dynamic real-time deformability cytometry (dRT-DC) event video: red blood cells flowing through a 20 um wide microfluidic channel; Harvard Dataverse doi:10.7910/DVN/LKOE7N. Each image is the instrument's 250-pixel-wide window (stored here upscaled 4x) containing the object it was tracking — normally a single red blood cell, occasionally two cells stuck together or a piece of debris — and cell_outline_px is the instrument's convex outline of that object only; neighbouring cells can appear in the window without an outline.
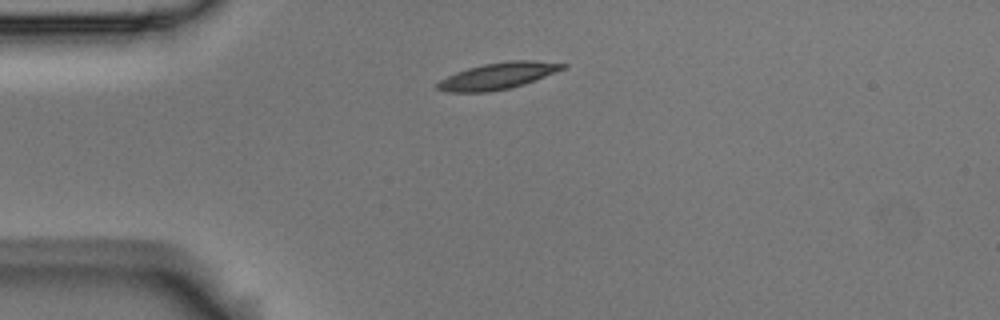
{"species": "Egyptian fruit bat (a non-hibernating species)", "species_latin": "Rousettus aegyptiacus", "temperature_condition": "room temperature", "stored_images_in_passage": 6, "camera_frame_rate_fps": 3000, "um_per_image_px": 0.085, "animal": {"sex": "male"}, "frame": {"image": 1, "passage_image": 1, "time_ms": 0.0, "image_size_px": [1000, 320], "cell_outline_px": [[568, 68], [524, 84], [508, 88], [488, 92], [448, 92], [436, 88], [436, 84], [440, 80], [456, 72], [468, 68], [484, 64], [508, 60], [536, 60], [568, 64]], "centroid_in_image_um": [42.37, 6.44], "position_along_channel_um": 42.6, "area_um2": 19.42}}
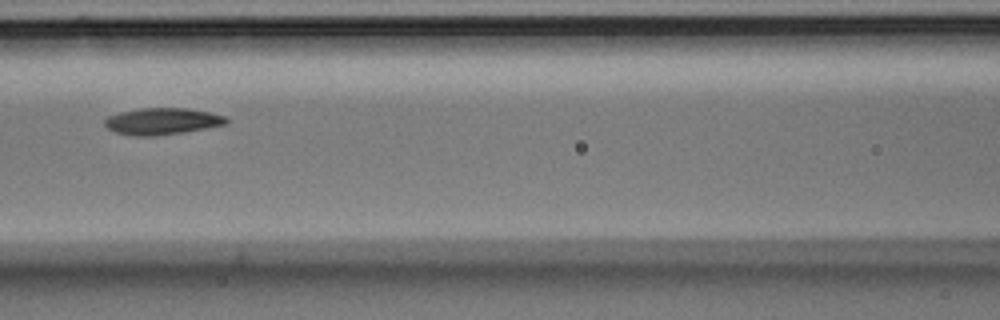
{"frame": {"image": 2, "passage_image": 4, "time_ms": 1.0, "image_size_px": [1000, 320], "cell_outline_px": [[228, 124], [208, 128], [184, 132], [156, 136], [136, 136], [116, 132], [108, 128], [104, 124], [104, 120], [108, 116], [120, 112], [140, 108], [188, 108], [208, 112], [224, 116], [228, 120]], "centroid_in_image_um": [13.79, 10.31], "position_along_channel_um": 152.8, "area_um2": 18.9}}
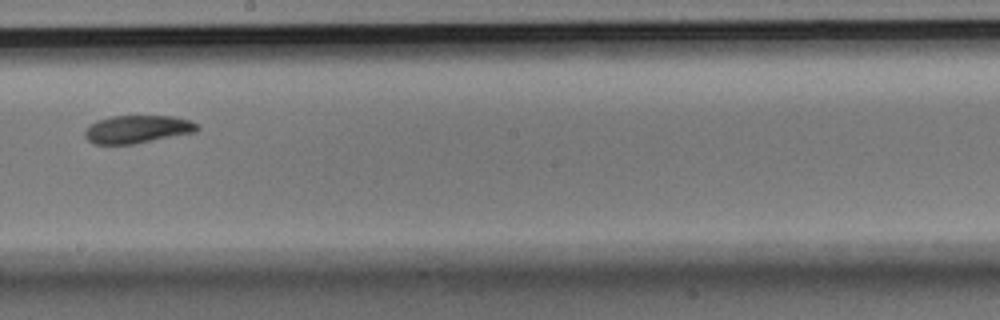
{"frame": {"image": 3, "passage_image": 6, "time_ms": 1.667, "image_size_px": [1000, 320], "cell_outline_px": [[200, 128], [196, 132], [132, 144], [92, 144], [84, 136], [84, 132], [88, 124], [96, 120], [112, 116], [176, 116], [188, 120], [196, 124]], "centroid_in_image_um": [11.63, 10.98], "position_along_channel_um": 236.6, "area_um2": 18.32}}